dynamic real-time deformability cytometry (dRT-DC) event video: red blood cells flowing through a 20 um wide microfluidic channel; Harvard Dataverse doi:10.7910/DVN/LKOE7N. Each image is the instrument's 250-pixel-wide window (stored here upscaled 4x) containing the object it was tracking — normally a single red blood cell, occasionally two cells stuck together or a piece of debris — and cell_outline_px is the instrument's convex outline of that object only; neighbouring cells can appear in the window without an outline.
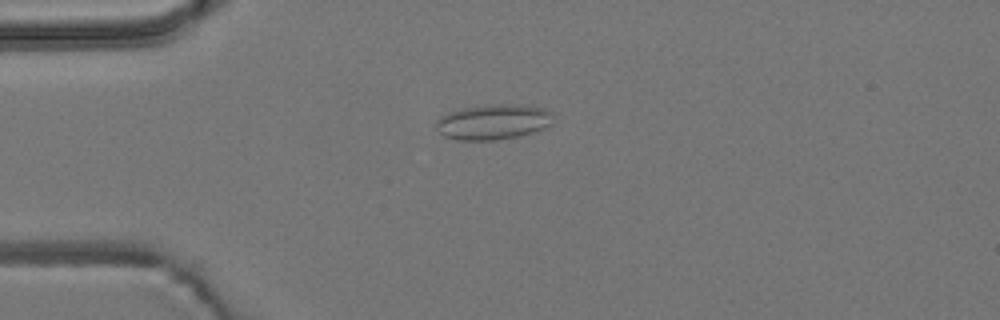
{"species": "common noctule bat (a hibernating species)", "species_latin": "Nyctalus noctula", "temperature_condition": "room temperature", "stored_images_in_passage": 5, "camera_frame_rate_fps": 3000, "um_per_image_px": 0.085, "animal": {"sex": "male", "body_mass_g": 19.2, "forearm_length_mm": 51.8}, "frame": {"image": 1, "passage_image": 2, "time_ms": 1.333, "image_size_px": [1000, 320], "cell_outline_px": [[556, 112], [552, 124], [548, 128], [520, 136], [496, 140], [456, 140], [444, 136], [436, 128], [436, 120], [440, 116], [448, 112], [464, 108], [488, 104], [520, 104], [544, 108]], "centroid_in_image_um": [42.0, 10.36], "position_along_channel_um": 43.0, "area_um2": 24.68}}
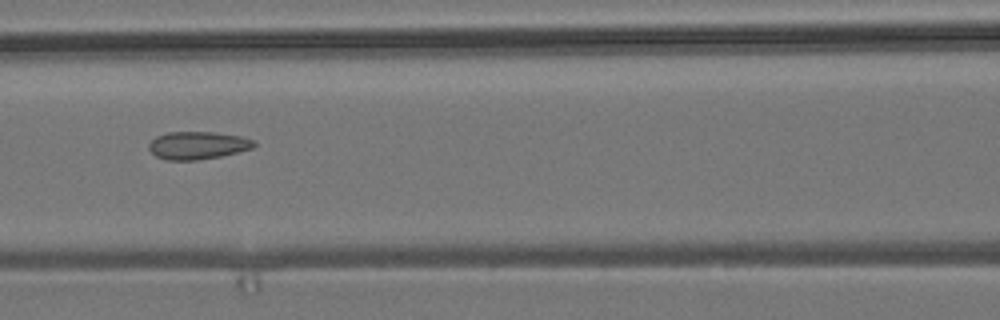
{"frame": {"image": 2, "passage_image": 5, "time_ms": 4.667, "image_size_px": [1000, 320], "cell_outline_px": [[256, 144], [252, 148], [220, 156], [196, 160], [168, 160], [156, 156], [148, 148], [148, 144], [156, 136], [168, 132], [216, 132], [240, 136], [252, 140]], "centroid_in_image_um": [16.77, 12.35], "position_along_channel_um": 149.8, "area_um2": 16.82}}